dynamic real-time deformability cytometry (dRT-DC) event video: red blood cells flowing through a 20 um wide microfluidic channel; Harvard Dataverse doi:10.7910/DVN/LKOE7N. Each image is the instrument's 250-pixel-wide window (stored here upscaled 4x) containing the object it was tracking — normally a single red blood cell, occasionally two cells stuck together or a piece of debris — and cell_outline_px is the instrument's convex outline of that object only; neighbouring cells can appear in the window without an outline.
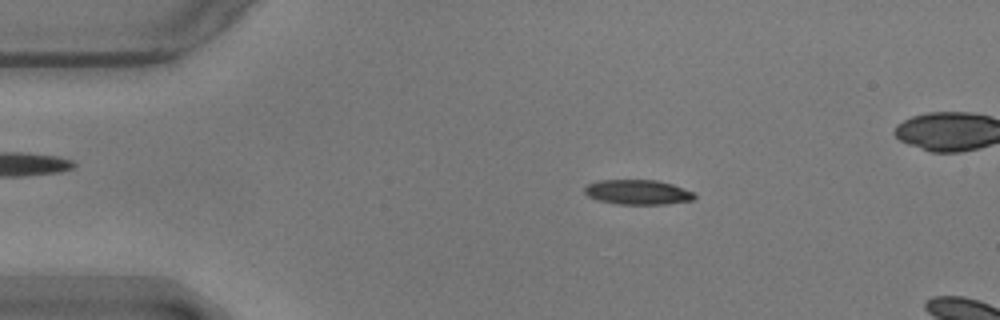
{"species": "common noctule bat (a hibernating species)", "species_latin": "Nyctalus noctula", "temperature_condition": "warm", "stored_images_in_passage": 16, "camera_frame_rate_fps": 3000, "um_per_image_px": 0.085, "animal": {"sex": "male", "body_mass_g": 17.9}, "frame": {"image": 1, "passage_image": 10, "time_ms": 3.0, "image_size_px": [1000, 320], "cell_outline_px": [[696, 196], [692, 200], [664, 204], [616, 204], [596, 200], [588, 196], [584, 192], [584, 188], [588, 184], [596, 180], [656, 180], [672, 184], [692, 192]], "centroid_in_image_um": [54.15, 16.33], "position_along_channel_um": 30.9, "area_um2": 15.84}}